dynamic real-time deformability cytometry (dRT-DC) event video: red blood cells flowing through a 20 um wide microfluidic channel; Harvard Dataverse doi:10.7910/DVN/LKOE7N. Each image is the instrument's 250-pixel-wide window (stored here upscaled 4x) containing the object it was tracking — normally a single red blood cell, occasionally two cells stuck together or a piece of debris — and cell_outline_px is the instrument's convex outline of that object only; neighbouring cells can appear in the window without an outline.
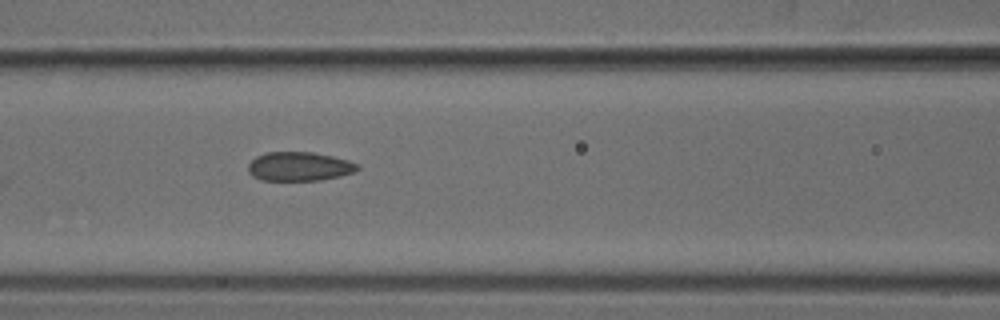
{"species": "common noctule bat (a hibernating species)", "species_latin": "Nyctalus noctula", "temperature_condition": "cold", "stored_images_in_passage": 6, "camera_frame_rate_fps": 3000, "um_per_image_px": 0.085, "animal": {"sex": "male", "body_mass_g": 18.8}, "frame": {"image": 1, "passage_image": 5, "time_ms": 4.667, "image_size_px": [1000, 320], "cell_outline_px": [[360, 168], [356, 172], [340, 176], [320, 180], [260, 180], [252, 176], [248, 172], [248, 164], [256, 156], [264, 152], [312, 152], [332, 156], [348, 160], [356, 164]], "centroid_in_image_um": [25.42, 14.15], "position_along_channel_um": 141.2, "area_um2": 18.55}}
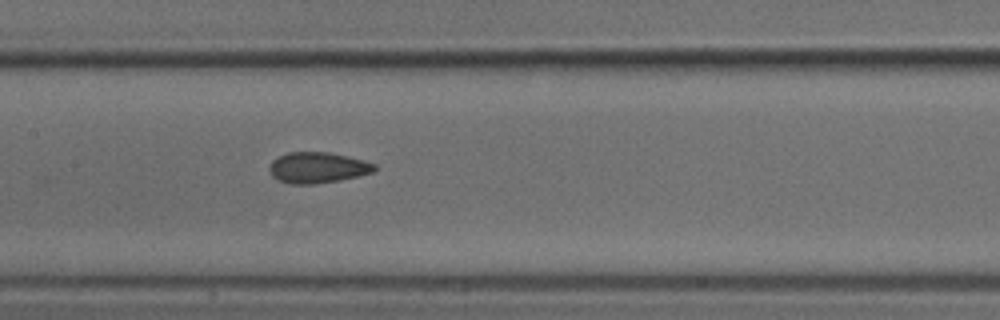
{"frame": {"image": 2, "passage_image": 6, "time_ms": 5.667, "image_size_px": [1000, 320], "cell_outline_px": [[376, 168], [372, 172], [340, 180], [316, 184], [288, 184], [276, 180], [272, 176], [268, 168], [272, 160], [288, 152], [328, 152], [348, 156], [364, 160], [376, 164]], "centroid_in_image_um": [26.96, 14.25], "position_along_channel_um": 180.4, "area_um2": 19.02}}